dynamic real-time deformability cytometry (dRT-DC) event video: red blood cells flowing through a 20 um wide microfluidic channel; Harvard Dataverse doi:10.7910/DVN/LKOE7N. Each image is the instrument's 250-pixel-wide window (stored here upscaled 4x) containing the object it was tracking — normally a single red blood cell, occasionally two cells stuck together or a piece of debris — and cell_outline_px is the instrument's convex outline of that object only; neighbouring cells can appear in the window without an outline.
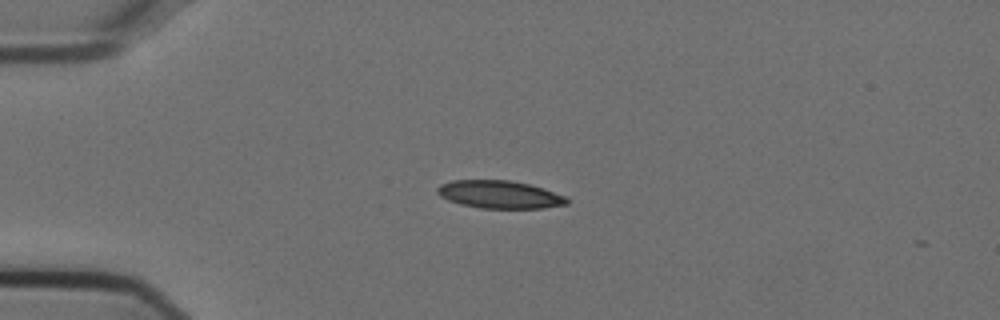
{"species": "Egyptian fruit bat (a non-hibernating species)", "species_latin": "Rousettus aegyptiacus", "temperature_condition": "cold", "stored_images_in_passage": 5, "camera_frame_rate_fps": 3000, "um_per_image_px": 0.085, "animal": {"sex": "female"}, "frame": {"image": 1, "passage_image": 1, "time_ms": 0.0, "image_size_px": [1000, 320], "cell_outline_px": [[568, 204], [544, 208], [480, 208], [460, 204], [448, 200], [440, 196], [436, 192], [436, 188], [440, 184], [452, 180], [512, 180], [528, 184], [564, 196], [568, 200]], "centroid_in_image_um": [42.4, 16.53], "position_along_channel_um": 42.6, "area_um2": 20.87}}